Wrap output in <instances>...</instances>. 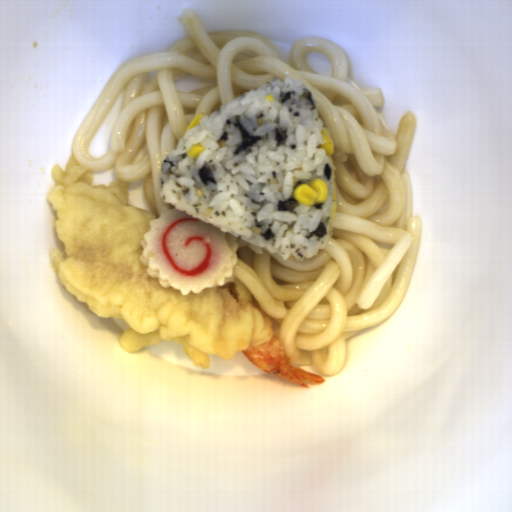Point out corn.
<instances>
[{
  "label": "corn",
  "instance_id": "corn-4",
  "mask_svg": "<svg viewBox=\"0 0 512 512\" xmlns=\"http://www.w3.org/2000/svg\"><path fill=\"white\" fill-rule=\"evenodd\" d=\"M332 173H333V176H334V194H333V199H332V202H334V209H333V212H332V215H331L330 225L333 222V220L335 218V215L337 213V210H338L336 170L332 171Z\"/></svg>",
  "mask_w": 512,
  "mask_h": 512
},
{
  "label": "corn",
  "instance_id": "corn-3",
  "mask_svg": "<svg viewBox=\"0 0 512 512\" xmlns=\"http://www.w3.org/2000/svg\"><path fill=\"white\" fill-rule=\"evenodd\" d=\"M204 147L199 143H195L192 145L188 151L187 156L190 157L193 161H197L199 155L204 151Z\"/></svg>",
  "mask_w": 512,
  "mask_h": 512
},
{
  "label": "corn",
  "instance_id": "corn-1",
  "mask_svg": "<svg viewBox=\"0 0 512 512\" xmlns=\"http://www.w3.org/2000/svg\"><path fill=\"white\" fill-rule=\"evenodd\" d=\"M328 195L327 183L322 178L303 182L292 192V198L306 206L323 204L328 199Z\"/></svg>",
  "mask_w": 512,
  "mask_h": 512
},
{
  "label": "corn",
  "instance_id": "corn-5",
  "mask_svg": "<svg viewBox=\"0 0 512 512\" xmlns=\"http://www.w3.org/2000/svg\"><path fill=\"white\" fill-rule=\"evenodd\" d=\"M203 116H205V115L203 114V112H202V113H197V114L194 116V118L190 121V123L187 125V127L185 128L183 135H184V134H186V133H187V131H188L189 129H192V128H194V127H197V126L199 125L200 120H201V118H202Z\"/></svg>",
  "mask_w": 512,
  "mask_h": 512
},
{
  "label": "corn",
  "instance_id": "corn-2",
  "mask_svg": "<svg viewBox=\"0 0 512 512\" xmlns=\"http://www.w3.org/2000/svg\"><path fill=\"white\" fill-rule=\"evenodd\" d=\"M321 134H322V139H323L324 143L317 146V148H324L326 157L333 155V153L335 151L334 143H333L327 129L323 128L321 131Z\"/></svg>",
  "mask_w": 512,
  "mask_h": 512
}]
</instances>
